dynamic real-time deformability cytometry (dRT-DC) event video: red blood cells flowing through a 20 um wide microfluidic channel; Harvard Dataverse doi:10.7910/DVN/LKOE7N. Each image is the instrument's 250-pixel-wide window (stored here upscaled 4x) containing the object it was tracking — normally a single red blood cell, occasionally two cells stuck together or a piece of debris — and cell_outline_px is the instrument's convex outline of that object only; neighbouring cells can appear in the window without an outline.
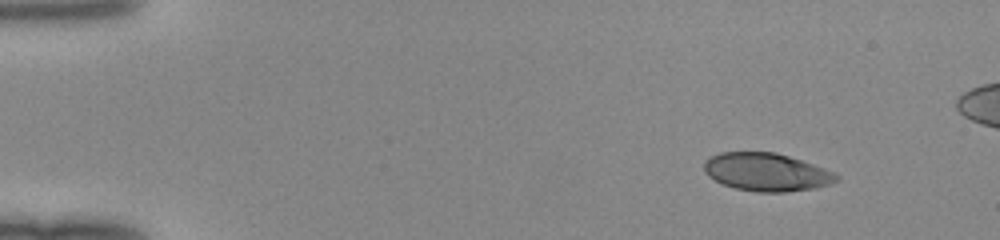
{"species": "human", "species_latin": "Homo sapiens", "temperature_condition": "room temperature", "stored_images_in_passage": 44, "camera_frame_rate_fps": 3000, "um_per_image_px": 0.085, "donor": {"sex": "female"}, "frame": {"image": 1, "passage_image": 1, "time_ms": 0.0, "image_size_px": [1000, 240], "cell_outline_px": [[840, 180], [816, 188], [784, 192], [756, 192], [736, 188], [724, 184], [708, 176], [704, 172], [704, 160], [720, 152], [776, 152], [824, 168], [840, 176]], "centroid_in_image_um": [65.15, 14.63], "position_along_channel_um": 19.9, "area_um2": 29.19}}
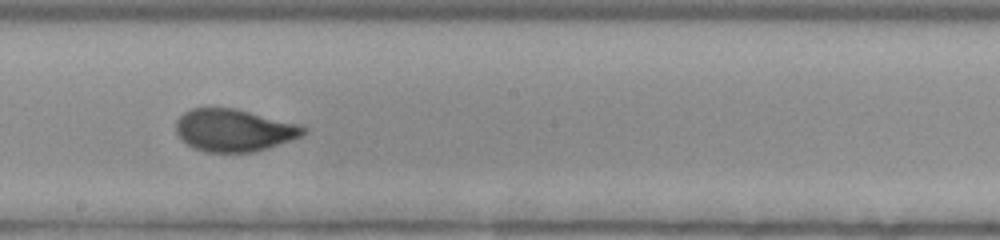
{"frame": {"image": 2, "passage_image": 24, "time_ms": 7.667, "image_size_px": [1000, 240], "cell_outline_px": [[308, 132], [300, 136], [268, 148], [252, 152], [204, 152], [180, 140], [176, 132], [176, 120], [184, 112], [192, 108], [236, 108], [300, 124], [308, 128]], "centroid_in_image_um": [19.89, 11.06], "position_along_channel_um": 228.3, "area_um2": 31.56}}
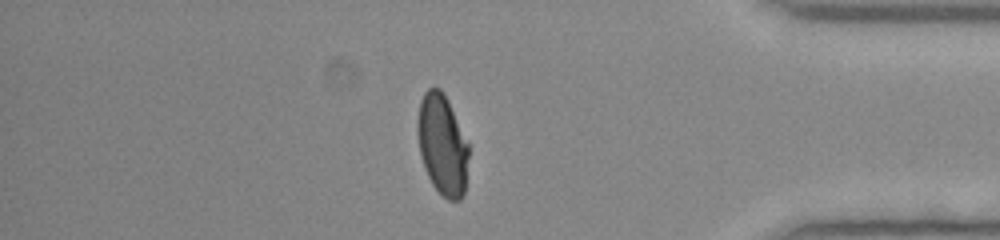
{"frame": {"image": 3, "passage_image": 38, "time_ms": 12.333, "image_size_px": [1000, 240], "cell_outline_px": [[468, 156], [464, 192], [460, 200], [448, 200], [432, 184], [424, 168], [420, 152], [420, 100], [424, 92], [428, 88], [440, 88], [444, 92], [448, 100], [468, 144]], "centroid_in_image_um": [37.63, 12.31], "position_along_channel_um": 397.6, "area_um2": 29.02}}